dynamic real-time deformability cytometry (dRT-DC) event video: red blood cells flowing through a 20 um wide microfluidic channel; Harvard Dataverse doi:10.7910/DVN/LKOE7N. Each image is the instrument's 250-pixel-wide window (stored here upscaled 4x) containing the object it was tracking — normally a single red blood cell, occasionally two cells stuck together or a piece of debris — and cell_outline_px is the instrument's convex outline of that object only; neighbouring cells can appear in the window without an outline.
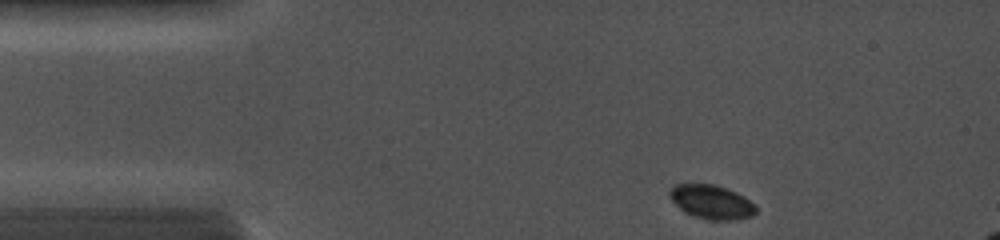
{"species": "common noctule bat (a hibernating species)", "species_latin": "Nyctalus noctula", "temperature_condition": "cold", "stored_images_in_passage": 31, "camera_frame_rate_fps": 5000, "um_per_image_px": 0.085, "animal": {"sex": "female", "body_mass_g": 19.0, "forearm_length_mm": 56.7}, "frame": {"image": 1, "passage_image": 1, "time_ms": 0.0, "image_size_px": [1000, 240], "cell_outline_px": [[756, 212], [752, 216], [732, 220], [708, 220], [692, 216], [684, 212], [672, 200], [668, 192], [676, 184], [716, 184], [736, 192], [744, 196], [756, 204]], "centroid_in_image_um": [60.5, 17.17], "position_along_channel_um": 24.5, "area_um2": 17.17}}
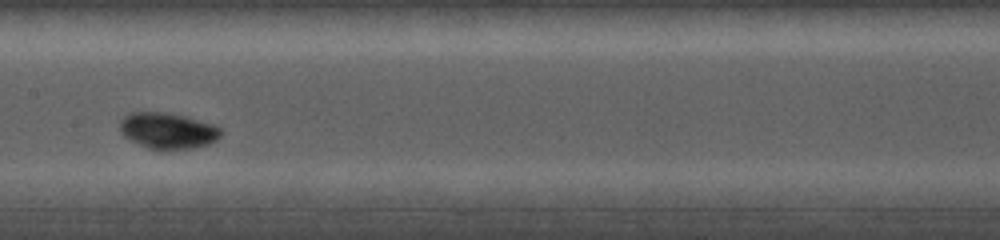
{"frame": {"image": 2, "passage_image": 15, "time_ms": 5.4, "image_size_px": [1000, 240], "cell_outline_px": [[220, 136], [216, 140], [208, 144], [192, 148], [148, 148], [124, 136], [120, 132], [120, 120], [124, 116], [132, 112], [164, 112], [184, 116], [212, 124], [220, 128]], "centroid_in_image_um": [14.23, 11.09], "position_along_channel_um": 193.2, "area_um2": 20.69}}
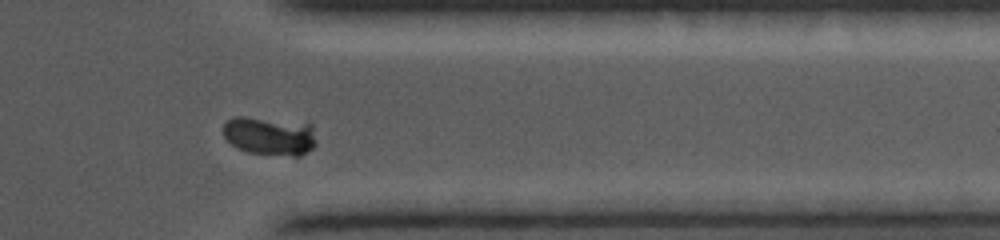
{"frame": {"image": 3, "passage_image": 27, "time_ms": 10.0, "image_size_px": [1000, 240], "cell_outline_px": [[316, 144], [312, 148], [300, 156], [292, 156], [248, 152], [236, 148], [224, 136], [224, 124], [232, 116], [244, 116], [312, 124], [316, 140]], "centroid_in_image_um": [22.93, 11.55], "position_along_channel_um": 388.5, "area_um2": 20.92}}